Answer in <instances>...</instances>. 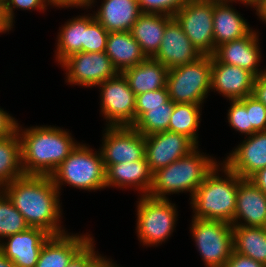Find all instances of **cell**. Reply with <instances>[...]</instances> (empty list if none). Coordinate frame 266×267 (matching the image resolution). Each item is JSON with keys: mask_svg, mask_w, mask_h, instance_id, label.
I'll use <instances>...</instances> for the list:
<instances>
[{"mask_svg": "<svg viewBox=\"0 0 266 267\" xmlns=\"http://www.w3.org/2000/svg\"><path fill=\"white\" fill-rule=\"evenodd\" d=\"M23 215L29 227L51 236L67 233L61 225L60 192L50 176L23 175L1 189Z\"/></svg>", "mask_w": 266, "mask_h": 267, "instance_id": "cell-1", "label": "cell"}, {"mask_svg": "<svg viewBox=\"0 0 266 267\" xmlns=\"http://www.w3.org/2000/svg\"><path fill=\"white\" fill-rule=\"evenodd\" d=\"M52 126L18 124L24 175L50 176L79 143L67 129Z\"/></svg>", "mask_w": 266, "mask_h": 267, "instance_id": "cell-2", "label": "cell"}, {"mask_svg": "<svg viewBox=\"0 0 266 267\" xmlns=\"http://www.w3.org/2000/svg\"><path fill=\"white\" fill-rule=\"evenodd\" d=\"M220 162L206 175L192 195V218L220 220L231 224L236 209L237 188L242 178ZM220 171L224 176L220 177Z\"/></svg>", "mask_w": 266, "mask_h": 267, "instance_id": "cell-3", "label": "cell"}, {"mask_svg": "<svg viewBox=\"0 0 266 267\" xmlns=\"http://www.w3.org/2000/svg\"><path fill=\"white\" fill-rule=\"evenodd\" d=\"M213 158L201 153L197 146L186 156L153 173L148 196L169 199L166 195L189 192L190 200L206 175L219 162Z\"/></svg>", "mask_w": 266, "mask_h": 267, "instance_id": "cell-4", "label": "cell"}, {"mask_svg": "<svg viewBox=\"0 0 266 267\" xmlns=\"http://www.w3.org/2000/svg\"><path fill=\"white\" fill-rule=\"evenodd\" d=\"M61 193L62 185L96 191L106 188V168L101 152L78 143L69 156L50 175Z\"/></svg>", "mask_w": 266, "mask_h": 267, "instance_id": "cell-5", "label": "cell"}, {"mask_svg": "<svg viewBox=\"0 0 266 267\" xmlns=\"http://www.w3.org/2000/svg\"><path fill=\"white\" fill-rule=\"evenodd\" d=\"M170 199L140 196L136 206V233L140 244L157 246L166 242L175 230L178 211Z\"/></svg>", "mask_w": 266, "mask_h": 267, "instance_id": "cell-6", "label": "cell"}, {"mask_svg": "<svg viewBox=\"0 0 266 267\" xmlns=\"http://www.w3.org/2000/svg\"><path fill=\"white\" fill-rule=\"evenodd\" d=\"M212 55L169 69L167 89L174 103L202 105L211 90Z\"/></svg>", "mask_w": 266, "mask_h": 267, "instance_id": "cell-7", "label": "cell"}, {"mask_svg": "<svg viewBox=\"0 0 266 267\" xmlns=\"http://www.w3.org/2000/svg\"><path fill=\"white\" fill-rule=\"evenodd\" d=\"M190 232L205 267H224L234 251L232 224L192 218Z\"/></svg>", "mask_w": 266, "mask_h": 267, "instance_id": "cell-8", "label": "cell"}, {"mask_svg": "<svg viewBox=\"0 0 266 267\" xmlns=\"http://www.w3.org/2000/svg\"><path fill=\"white\" fill-rule=\"evenodd\" d=\"M213 10V0H188L173 16L202 55L214 53Z\"/></svg>", "mask_w": 266, "mask_h": 267, "instance_id": "cell-9", "label": "cell"}, {"mask_svg": "<svg viewBox=\"0 0 266 267\" xmlns=\"http://www.w3.org/2000/svg\"><path fill=\"white\" fill-rule=\"evenodd\" d=\"M100 110L107 126H132L135 122L136 95L122 73L97 86Z\"/></svg>", "mask_w": 266, "mask_h": 267, "instance_id": "cell-10", "label": "cell"}, {"mask_svg": "<svg viewBox=\"0 0 266 267\" xmlns=\"http://www.w3.org/2000/svg\"><path fill=\"white\" fill-rule=\"evenodd\" d=\"M60 66L65 69L66 82L93 88L115 77L118 71L105 52H79L66 58Z\"/></svg>", "mask_w": 266, "mask_h": 267, "instance_id": "cell-11", "label": "cell"}, {"mask_svg": "<svg viewBox=\"0 0 266 267\" xmlns=\"http://www.w3.org/2000/svg\"><path fill=\"white\" fill-rule=\"evenodd\" d=\"M102 140L99 150L106 169L112 164L145 157V137L132 126H106Z\"/></svg>", "mask_w": 266, "mask_h": 267, "instance_id": "cell-12", "label": "cell"}, {"mask_svg": "<svg viewBox=\"0 0 266 267\" xmlns=\"http://www.w3.org/2000/svg\"><path fill=\"white\" fill-rule=\"evenodd\" d=\"M196 147L187 136L170 131L145 136V157L152 173L186 156Z\"/></svg>", "mask_w": 266, "mask_h": 267, "instance_id": "cell-13", "label": "cell"}, {"mask_svg": "<svg viewBox=\"0 0 266 267\" xmlns=\"http://www.w3.org/2000/svg\"><path fill=\"white\" fill-rule=\"evenodd\" d=\"M50 237L41 228L29 227L4 238L0 242V253L16 267H36L40 250Z\"/></svg>", "mask_w": 266, "mask_h": 267, "instance_id": "cell-14", "label": "cell"}, {"mask_svg": "<svg viewBox=\"0 0 266 267\" xmlns=\"http://www.w3.org/2000/svg\"><path fill=\"white\" fill-rule=\"evenodd\" d=\"M259 39V32L253 30L244 38L216 47L212 56L220 63L246 69L258 77L266 72V68H259L262 58Z\"/></svg>", "mask_w": 266, "mask_h": 267, "instance_id": "cell-15", "label": "cell"}, {"mask_svg": "<svg viewBox=\"0 0 266 267\" xmlns=\"http://www.w3.org/2000/svg\"><path fill=\"white\" fill-rule=\"evenodd\" d=\"M202 56L173 17L166 25L161 46L153 59L171 69L193 63Z\"/></svg>", "mask_w": 266, "mask_h": 267, "instance_id": "cell-16", "label": "cell"}, {"mask_svg": "<svg viewBox=\"0 0 266 267\" xmlns=\"http://www.w3.org/2000/svg\"><path fill=\"white\" fill-rule=\"evenodd\" d=\"M235 147L223 163L242 179H249L258 170L266 167V131L247 136Z\"/></svg>", "mask_w": 266, "mask_h": 267, "instance_id": "cell-17", "label": "cell"}, {"mask_svg": "<svg viewBox=\"0 0 266 267\" xmlns=\"http://www.w3.org/2000/svg\"><path fill=\"white\" fill-rule=\"evenodd\" d=\"M256 76L250 71L218 62L212 56L211 91L227 100H237L252 94Z\"/></svg>", "mask_w": 266, "mask_h": 267, "instance_id": "cell-18", "label": "cell"}, {"mask_svg": "<svg viewBox=\"0 0 266 267\" xmlns=\"http://www.w3.org/2000/svg\"><path fill=\"white\" fill-rule=\"evenodd\" d=\"M232 226L266 227V195L250 180L242 179L237 188Z\"/></svg>", "mask_w": 266, "mask_h": 267, "instance_id": "cell-19", "label": "cell"}, {"mask_svg": "<svg viewBox=\"0 0 266 267\" xmlns=\"http://www.w3.org/2000/svg\"><path fill=\"white\" fill-rule=\"evenodd\" d=\"M92 238L88 233L83 235L70 232L51 236L40 250L36 267H67Z\"/></svg>", "mask_w": 266, "mask_h": 267, "instance_id": "cell-20", "label": "cell"}, {"mask_svg": "<svg viewBox=\"0 0 266 267\" xmlns=\"http://www.w3.org/2000/svg\"><path fill=\"white\" fill-rule=\"evenodd\" d=\"M152 175L146 157L134 162L112 164L106 169V188H132L140 195H148Z\"/></svg>", "mask_w": 266, "mask_h": 267, "instance_id": "cell-21", "label": "cell"}, {"mask_svg": "<svg viewBox=\"0 0 266 267\" xmlns=\"http://www.w3.org/2000/svg\"><path fill=\"white\" fill-rule=\"evenodd\" d=\"M232 4L233 1H214V51L221 44L244 38L253 31Z\"/></svg>", "mask_w": 266, "mask_h": 267, "instance_id": "cell-22", "label": "cell"}, {"mask_svg": "<svg viewBox=\"0 0 266 267\" xmlns=\"http://www.w3.org/2000/svg\"><path fill=\"white\" fill-rule=\"evenodd\" d=\"M95 19L108 32L130 31L141 14L138 0H103Z\"/></svg>", "mask_w": 266, "mask_h": 267, "instance_id": "cell-23", "label": "cell"}, {"mask_svg": "<svg viewBox=\"0 0 266 267\" xmlns=\"http://www.w3.org/2000/svg\"><path fill=\"white\" fill-rule=\"evenodd\" d=\"M173 17L165 14L141 13L130 30L147 58L158 52L167 23Z\"/></svg>", "mask_w": 266, "mask_h": 267, "instance_id": "cell-24", "label": "cell"}, {"mask_svg": "<svg viewBox=\"0 0 266 267\" xmlns=\"http://www.w3.org/2000/svg\"><path fill=\"white\" fill-rule=\"evenodd\" d=\"M105 53L118 73L147 59L130 31L109 32Z\"/></svg>", "mask_w": 266, "mask_h": 267, "instance_id": "cell-25", "label": "cell"}, {"mask_svg": "<svg viewBox=\"0 0 266 267\" xmlns=\"http://www.w3.org/2000/svg\"><path fill=\"white\" fill-rule=\"evenodd\" d=\"M168 72L169 69L165 65L153 58H147L138 65L124 70L122 74L130 89L138 95L166 87Z\"/></svg>", "mask_w": 266, "mask_h": 267, "instance_id": "cell-26", "label": "cell"}, {"mask_svg": "<svg viewBox=\"0 0 266 267\" xmlns=\"http://www.w3.org/2000/svg\"><path fill=\"white\" fill-rule=\"evenodd\" d=\"M94 20V14L79 15L59 28L55 50V59L59 65L69 56L84 52L85 30Z\"/></svg>", "mask_w": 266, "mask_h": 267, "instance_id": "cell-27", "label": "cell"}, {"mask_svg": "<svg viewBox=\"0 0 266 267\" xmlns=\"http://www.w3.org/2000/svg\"><path fill=\"white\" fill-rule=\"evenodd\" d=\"M234 252L266 266V227L233 226Z\"/></svg>", "mask_w": 266, "mask_h": 267, "instance_id": "cell-28", "label": "cell"}, {"mask_svg": "<svg viewBox=\"0 0 266 267\" xmlns=\"http://www.w3.org/2000/svg\"><path fill=\"white\" fill-rule=\"evenodd\" d=\"M23 175L21 140L16 132L11 137L0 138V189Z\"/></svg>", "mask_w": 266, "mask_h": 267, "instance_id": "cell-29", "label": "cell"}, {"mask_svg": "<svg viewBox=\"0 0 266 267\" xmlns=\"http://www.w3.org/2000/svg\"><path fill=\"white\" fill-rule=\"evenodd\" d=\"M201 106L194 103H175L168 131L183 134L198 146Z\"/></svg>", "mask_w": 266, "mask_h": 267, "instance_id": "cell-30", "label": "cell"}, {"mask_svg": "<svg viewBox=\"0 0 266 267\" xmlns=\"http://www.w3.org/2000/svg\"><path fill=\"white\" fill-rule=\"evenodd\" d=\"M175 103L168 100L165 107L149 108L133 124L132 127L144 137L153 133L168 131Z\"/></svg>", "mask_w": 266, "mask_h": 267, "instance_id": "cell-31", "label": "cell"}, {"mask_svg": "<svg viewBox=\"0 0 266 267\" xmlns=\"http://www.w3.org/2000/svg\"><path fill=\"white\" fill-rule=\"evenodd\" d=\"M28 228L29 225L23 215L0 189V242L8 236L20 233Z\"/></svg>", "mask_w": 266, "mask_h": 267, "instance_id": "cell-32", "label": "cell"}, {"mask_svg": "<svg viewBox=\"0 0 266 267\" xmlns=\"http://www.w3.org/2000/svg\"><path fill=\"white\" fill-rule=\"evenodd\" d=\"M230 109L227 111L229 126L246 137L252 135L249 113L246 111V97L237 100H229Z\"/></svg>", "mask_w": 266, "mask_h": 267, "instance_id": "cell-33", "label": "cell"}, {"mask_svg": "<svg viewBox=\"0 0 266 267\" xmlns=\"http://www.w3.org/2000/svg\"><path fill=\"white\" fill-rule=\"evenodd\" d=\"M169 100V92L167 86L162 89L148 91L143 94L136 95L135 104V121L149 108L165 107V103Z\"/></svg>", "mask_w": 266, "mask_h": 267, "instance_id": "cell-34", "label": "cell"}, {"mask_svg": "<svg viewBox=\"0 0 266 267\" xmlns=\"http://www.w3.org/2000/svg\"><path fill=\"white\" fill-rule=\"evenodd\" d=\"M109 32L95 19L85 30L84 52H105Z\"/></svg>", "mask_w": 266, "mask_h": 267, "instance_id": "cell-35", "label": "cell"}, {"mask_svg": "<svg viewBox=\"0 0 266 267\" xmlns=\"http://www.w3.org/2000/svg\"><path fill=\"white\" fill-rule=\"evenodd\" d=\"M188 0H138L141 13L165 14L173 17L174 14Z\"/></svg>", "mask_w": 266, "mask_h": 267, "instance_id": "cell-36", "label": "cell"}, {"mask_svg": "<svg viewBox=\"0 0 266 267\" xmlns=\"http://www.w3.org/2000/svg\"><path fill=\"white\" fill-rule=\"evenodd\" d=\"M246 111L249 113L252 134L266 131V106L252 95L246 97Z\"/></svg>", "mask_w": 266, "mask_h": 267, "instance_id": "cell-37", "label": "cell"}, {"mask_svg": "<svg viewBox=\"0 0 266 267\" xmlns=\"http://www.w3.org/2000/svg\"><path fill=\"white\" fill-rule=\"evenodd\" d=\"M5 11L9 21L14 26L15 23V9L28 10V11H45L49 6L48 0H4ZM14 10V11H13Z\"/></svg>", "mask_w": 266, "mask_h": 267, "instance_id": "cell-38", "label": "cell"}, {"mask_svg": "<svg viewBox=\"0 0 266 267\" xmlns=\"http://www.w3.org/2000/svg\"><path fill=\"white\" fill-rule=\"evenodd\" d=\"M92 238L69 262L67 267H88L100 254L95 251Z\"/></svg>", "mask_w": 266, "mask_h": 267, "instance_id": "cell-39", "label": "cell"}, {"mask_svg": "<svg viewBox=\"0 0 266 267\" xmlns=\"http://www.w3.org/2000/svg\"><path fill=\"white\" fill-rule=\"evenodd\" d=\"M18 121L0 108V138L11 137L17 132Z\"/></svg>", "mask_w": 266, "mask_h": 267, "instance_id": "cell-40", "label": "cell"}, {"mask_svg": "<svg viewBox=\"0 0 266 267\" xmlns=\"http://www.w3.org/2000/svg\"><path fill=\"white\" fill-rule=\"evenodd\" d=\"M224 267H266L264 264L257 262L249 257L240 255L233 251L229 260Z\"/></svg>", "mask_w": 266, "mask_h": 267, "instance_id": "cell-41", "label": "cell"}, {"mask_svg": "<svg viewBox=\"0 0 266 267\" xmlns=\"http://www.w3.org/2000/svg\"><path fill=\"white\" fill-rule=\"evenodd\" d=\"M251 95L266 106V72L256 77Z\"/></svg>", "mask_w": 266, "mask_h": 267, "instance_id": "cell-42", "label": "cell"}, {"mask_svg": "<svg viewBox=\"0 0 266 267\" xmlns=\"http://www.w3.org/2000/svg\"><path fill=\"white\" fill-rule=\"evenodd\" d=\"M48 3L52 7H59V8H85V0H48Z\"/></svg>", "mask_w": 266, "mask_h": 267, "instance_id": "cell-43", "label": "cell"}, {"mask_svg": "<svg viewBox=\"0 0 266 267\" xmlns=\"http://www.w3.org/2000/svg\"><path fill=\"white\" fill-rule=\"evenodd\" d=\"M13 25L9 21L6 11H5V2L4 0H0V33H6L12 30Z\"/></svg>", "mask_w": 266, "mask_h": 267, "instance_id": "cell-44", "label": "cell"}, {"mask_svg": "<svg viewBox=\"0 0 266 267\" xmlns=\"http://www.w3.org/2000/svg\"><path fill=\"white\" fill-rule=\"evenodd\" d=\"M266 195V167L249 178Z\"/></svg>", "mask_w": 266, "mask_h": 267, "instance_id": "cell-45", "label": "cell"}, {"mask_svg": "<svg viewBox=\"0 0 266 267\" xmlns=\"http://www.w3.org/2000/svg\"><path fill=\"white\" fill-rule=\"evenodd\" d=\"M105 257L100 254L88 267H121L112 262V259Z\"/></svg>", "mask_w": 266, "mask_h": 267, "instance_id": "cell-46", "label": "cell"}, {"mask_svg": "<svg viewBox=\"0 0 266 267\" xmlns=\"http://www.w3.org/2000/svg\"><path fill=\"white\" fill-rule=\"evenodd\" d=\"M253 8L256 10V14L259 20H262L266 24V0H255L253 3Z\"/></svg>", "mask_w": 266, "mask_h": 267, "instance_id": "cell-47", "label": "cell"}, {"mask_svg": "<svg viewBox=\"0 0 266 267\" xmlns=\"http://www.w3.org/2000/svg\"><path fill=\"white\" fill-rule=\"evenodd\" d=\"M0 267H16L9 259L0 253Z\"/></svg>", "mask_w": 266, "mask_h": 267, "instance_id": "cell-48", "label": "cell"}, {"mask_svg": "<svg viewBox=\"0 0 266 267\" xmlns=\"http://www.w3.org/2000/svg\"><path fill=\"white\" fill-rule=\"evenodd\" d=\"M96 0H85V7L88 10V8H92V6L96 3Z\"/></svg>", "mask_w": 266, "mask_h": 267, "instance_id": "cell-49", "label": "cell"}, {"mask_svg": "<svg viewBox=\"0 0 266 267\" xmlns=\"http://www.w3.org/2000/svg\"><path fill=\"white\" fill-rule=\"evenodd\" d=\"M240 1V3H242L243 5L245 4L246 6L248 5V6H250L251 8H253V2L255 1V0H239Z\"/></svg>", "mask_w": 266, "mask_h": 267, "instance_id": "cell-50", "label": "cell"}, {"mask_svg": "<svg viewBox=\"0 0 266 267\" xmlns=\"http://www.w3.org/2000/svg\"><path fill=\"white\" fill-rule=\"evenodd\" d=\"M213 1H233L234 3L235 2L237 3V1L239 2V0H213Z\"/></svg>", "mask_w": 266, "mask_h": 267, "instance_id": "cell-51", "label": "cell"}]
</instances>
